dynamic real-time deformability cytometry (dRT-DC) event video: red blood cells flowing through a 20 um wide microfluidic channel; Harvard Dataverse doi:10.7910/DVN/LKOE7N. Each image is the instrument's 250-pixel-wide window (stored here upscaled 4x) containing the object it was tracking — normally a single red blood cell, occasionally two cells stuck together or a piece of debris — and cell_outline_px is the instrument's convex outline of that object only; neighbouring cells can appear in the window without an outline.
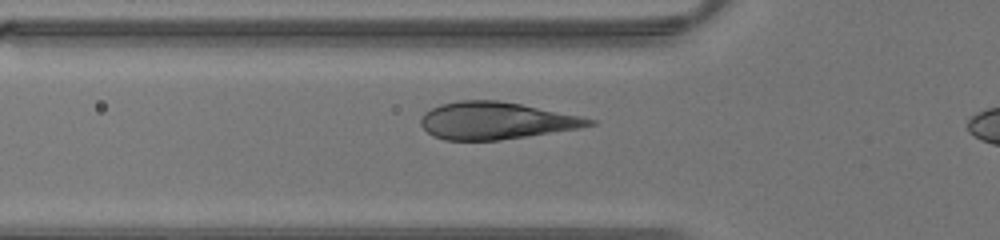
{"species": "human", "species_latin": "Homo sapiens", "temperature_condition": "warm", "stored_images_in_passage": 28, "camera_frame_rate_fps": 3000, "um_per_image_px": 0.085, "donor": {"sex": "male"}, "frame": {"image": 1, "passage_image": 7, "time_ms": 2.0, "image_size_px": [1000, 240], "cell_outline_px": [[596, 124], [580, 128], [528, 136], [500, 140], [444, 140], [432, 136], [420, 124], [420, 120], [424, 112], [440, 104], [460, 100], [496, 100], [520, 104], [580, 116], [596, 120]], "centroid_in_image_um": [42.13, 10.26], "position_along_channel_um": 83.7, "area_um2": 36.36}}
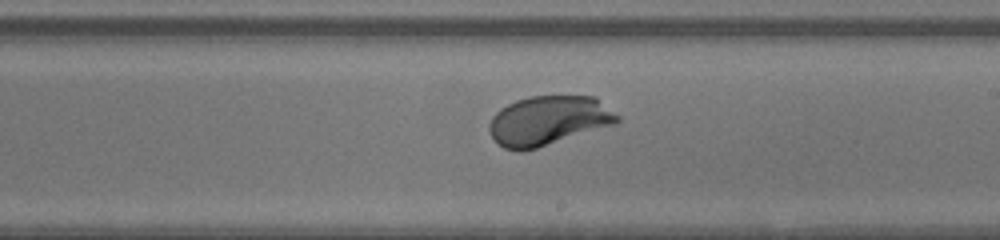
{"frame": {"image": 2, "passage_image": 17, "time_ms": 5.333, "image_size_px": [1000, 240], "cell_outline_px": [[620, 120], [616, 124], [536, 148], [520, 152], [504, 148], [492, 136], [488, 128], [488, 124], [492, 116], [500, 108], [516, 100], [528, 96], [596, 96], [620, 116]], "centroid_in_image_um": [46.63, 10.24], "position_along_channel_um": 242.4, "area_um2": 36.93}}
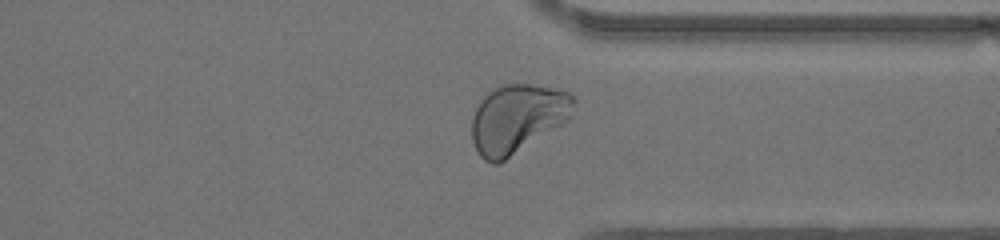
{"frame": {"image": 3, "passage_image": 25, "time_ms": 8.0, "image_size_px": [1000, 240], "cell_outline_px": [[576, 100], [568, 120], [564, 124], [504, 160], [496, 164], [492, 164], [484, 160], [480, 156], [472, 140], [472, 116], [480, 100], [488, 92], [504, 84], [528, 84], [568, 92]], "centroid_in_image_um": [43.96, 10.09], "position_along_channel_um": 367.4, "area_um2": 40.52}}